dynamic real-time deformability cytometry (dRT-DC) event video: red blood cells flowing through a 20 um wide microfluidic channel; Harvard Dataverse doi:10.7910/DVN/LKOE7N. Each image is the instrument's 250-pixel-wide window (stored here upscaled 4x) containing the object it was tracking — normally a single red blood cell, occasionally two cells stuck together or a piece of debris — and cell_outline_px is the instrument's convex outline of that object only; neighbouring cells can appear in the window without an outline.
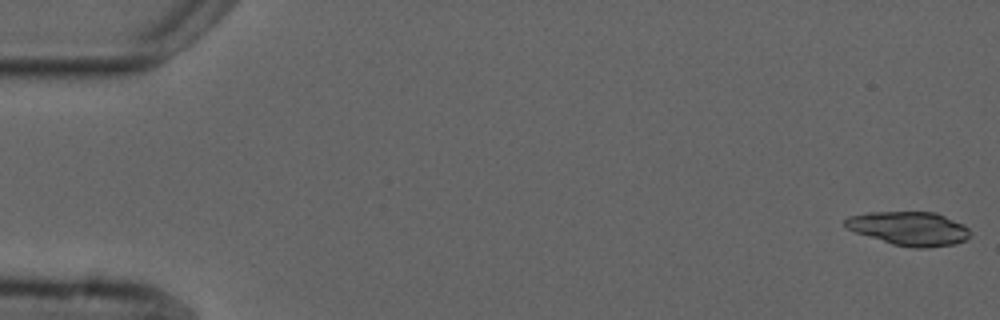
{"species": "common noctule bat (a hibernating species)", "species_latin": "Nyctalus noctula", "temperature_condition": "cold", "stored_images_in_passage": 55, "camera_frame_rate_fps": 3000, "um_per_image_px": 0.085, "animal": {"sex": "male", "forearm_length_mm": 52.5}, "frame": {"image": 1, "passage_image": 1, "time_ms": 0.0, "image_size_px": [1000, 320], "cell_outline_px": [[972, 232], [964, 240], [956, 244], [928, 248], [912, 248], [892, 244], [856, 232], [848, 228], [844, 224], [844, 220], [848, 216], [868, 212], [936, 212], [964, 224]], "centroid_in_image_um": [77.31, 19.42], "position_along_channel_um": 7.7, "area_um2": 24.68}}
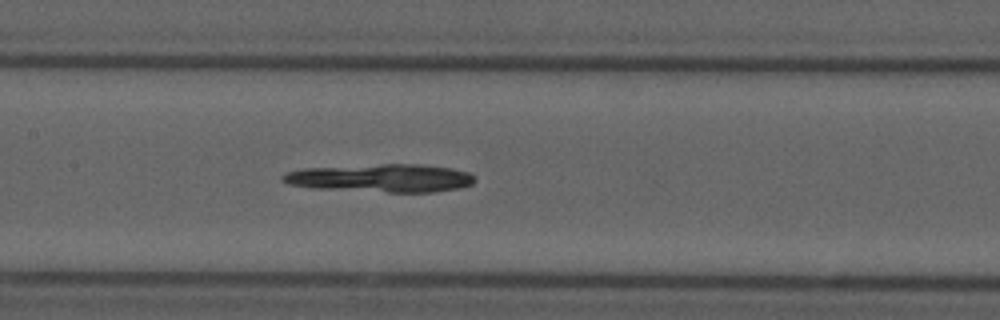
{"frame": {"image": 2, "passage_image": 26, "time_ms": 8.333, "image_size_px": [1000, 320], "cell_outline_px": [[476, 180], [472, 184], [460, 188], [432, 192], [388, 192], [312, 188], [288, 184], [280, 180], [280, 176], [288, 172], [304, 168], [380, 164], [420, 164], [448, 168], [468, 172], [476, 176]], "centroid_in_image_um": [32.38, 15.14], "position_along_channel_um": 175.0, "area_um2": 31.5}}
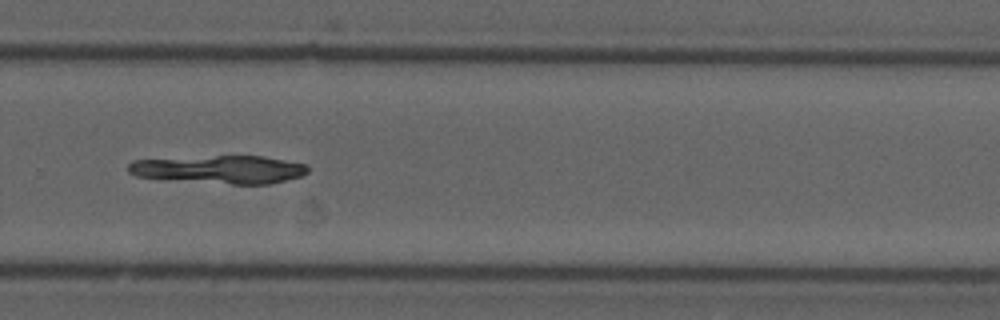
{"frame": {"image": 3, "passage_image": 37, "time_ms": 12.0, "image_size_px": [1000, 320], "cell_outline_px": [[308, 172], [300, 176], [272, 184], [232, 184], [136, 176], [128, 172], [128, 164], [132, 160], [216, 156], [264, 156], [304, 164], [308, 168]], "centroid_in_image_um": [18.7, 14.4], "position_along_channel_um": 311.1, "area_um2": 28.84}}